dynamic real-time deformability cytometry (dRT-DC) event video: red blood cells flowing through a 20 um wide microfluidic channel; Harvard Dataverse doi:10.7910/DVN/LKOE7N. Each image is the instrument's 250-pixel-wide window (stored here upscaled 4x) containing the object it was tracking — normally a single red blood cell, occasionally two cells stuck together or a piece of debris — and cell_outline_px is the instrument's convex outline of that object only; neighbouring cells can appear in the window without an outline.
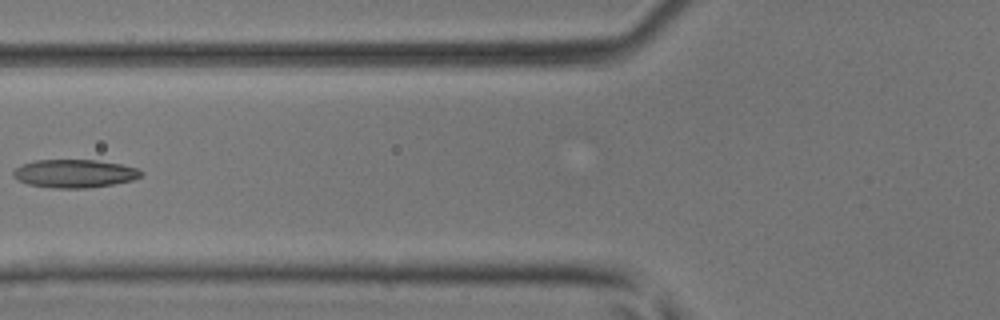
{"species": "common noctule bat (a hibernating species)", "species_latin": "Nyctalus noctula", "temperature_condition": "room temperature", "stored_images_in_passage": 4, "camera_frame_rate_fps": 3000, "um_per_image_px": 0.085, "animal": {"sex": "male", "body_mass_g": 17.9, "forearm_length_mm": 54.2}, "frame": {"image": 1, "passage_image": 4, "time_ms": 3.667, "image_size_px": [1000, 320], "cell_outline_px": [[144, 172], [140, 176], [132, 180], [112, 184], [88, 188], [52, 188], [28, 184], [12, 176], [12, 172], [20, 164], [36, 160], [96, 160], [120, 164], [136, 168]], "centroid_in_image_um": [6.3, 14.75], "position_along_channel_um": 119.5, "area_um2": 20.92}}